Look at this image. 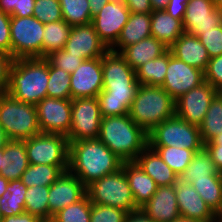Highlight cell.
Here are the masks:
<instances>
[{
  "label": "cell",
  "instance_id": "1",
  "mask_svg": "<svg viewBox=\"0 0 222 222\" xmlns=\"http://www.w3.org/2000/svg\"><path fill=\"white\" fill-rule=\"evenodd\" d=\"M103 89L97 100L102 117L129 114L139 82L119 52L108 50L102 57Z\"/></svg>",
  "mask_w": 222,
  "mask_h": 222
},
{
  "label": "cell",
  "instance_id": "2",
  "mask_svg": "<svg viewBox=\"0 0 222 222\" xmlns=\"http://www.w3.org/2000/svg\"><path fill=\"white\" fill-rule=\"evenodd\" d=\"M123 162L99 139L69 142L68 170L86 187L121 169Z\"/></svg>",
  "mask_w": 222,
  "mask_h": 222
},
{
  "label": "cell",
  "instance_id": "3",
  "mask_svg": "<svg viewBox=\"0 0 222 222\" xmlns=\"http://www.w3.org/2000/svg\"><path fill=\"white\" fill-rule=\"evenodd\" d=\"M49 62L45 58L12 61L7 93L20 102L37 105L47 97Z\"/></svg>",
  "mask_w": 222,
  "mask_h": 222
},
{
  "label": "cell",
  "instance_id": "4",
  "mask_svg": "<svg viewBox=\"0 0 222 222\" xmlns=\"http://www.w3.org/2000/svg\"><path fill=\"white\" fill-rule=\"evenodd\" d=\"M98 139L124 162L135 161L148 146V133L129 114L102 117Z\"/></svg>",
  "mask_w": 222,
  "mask_h": 222
},
{
  "label": "cell",
  "instance_id": "5",
  "mask_svg": "<svg viewBox=\"0 0 222 222\" xmlns=\"http://www.w3.org/2000/svg\"><path fill=\"white\" fill-rule=\"evenodd\" d=\"M175 115V100L161 86L139 85L130 118L147 133Z\"/></svg>",
  "mask_w": 222,
  "mask_h": 222
},
{
  "label": "cell",
  "instance_id": "6",
  "mask_svg": "<svg viewBox=\"0 0 222 222\" xmlns=\"http://www.w3.org/2000/svg\"><path fill=\"white\" fill-rule=\"evenodd\" d=\"M0 125L10 140H26L41 133L36 105L0 93Z\"/></svg>",
  "mask_w": 222,
  "mask_h": 222
},
{
  "label": "cell",
  "instance_id": "7",
  "mask_svg": "<svg viewBox=\"0 0 222 222\" xmlns=\"http://www.w3.org/2000/svg\"><path fill=\"white\" fill-rule=\"evenodd\" d=\"M86 193L92 204L117 207L128 213L139 210L123 168L92 182Z\"/></svg>",
  "mask_w": 222,
  "mask_h": 222
},
{
  "label": "cell",
  "instance_id": "8",
  "mask_svg": "<svg viewBox=\"0 0 222 222\" xmlns=\"http://www.w3.org/2000/svg\"><path fill=\"white\" fill-rule=\"evenodd\" d=\"M148 146H171L196 152L204 144L201 140L199 126L190 124L174 115L148 133Z\"/></svg>",
  "mask_w": 222,
  "mask_h": 222
},
{
  "label": "cell",
  "instance_id": "9",
  "mask_svg": "<svg viewBox=\"0 0 222 222\" xmlns=\"http://www.w3.org/2000/svg\"><path fill=\"white\" fill-rule=\"evenodd\" d=\"M44 24L36 17L10 18L11 57L42 58Z\"/></svg>",
  "mask_w": 222,
  "mask_h": 222
},
{
  "label": "cell",
  "instance_id": "10",
  "mask_svg": "<svg viewBox=\"0 0 222 222\" xmlns=\"http://www.w3.org/2000/svg\"><path fill=\"white\" fill-rule=\"evenodd\" d=\"M29 164L58 166L68 170L69 142L62 134L39 133L25 140Z\"/></svg>",
  "mask_w": 222,
  "mask_h": 222
},
{
  "label": "cell",
  "instance_id": "11",
  "mask_svg": "<svg viewBox=\"0 0 222 222\" xmlns=\"http://www.w3.org/2000/svg\"><path fill=\"white\" fill-rule=\"evenodd\" d=\"M101 112L97 97L72 99L71 127L68 142L98 139Z\"/></svg>",
  "mask_w": 222,
  "mask_h": 222
},
{
  "label": "cell",
  "instance_id": "12",
  "mask_svg": "<svg viewBox=\"0 0 222 222\" xmlns=\"http://www.w3.org/2000/svg\"><path fill=\"white\" fill-rule=\"evenodd\" d=\"M205 82L204 71L190 66L172 55L168 49V67L162 88L177 100L180 96Z\"/></svg>",
  "mask_w": 222,
  "mask_h": 222
},
{
  "label": "cell",
  "instance_id": "13",
  "mask_svg": "<svg viewBox=\"0 0 222 222\" xmlns=\"http://www.w3.org/2000/svg\"><path fill=\"white\" fill-rule=\"evenodd\" d=\"M41 133L67 136L71 127L72 99L45 97L37 105Z\"/></svg>",
  "mask_w": 222,
  "mask_h": 222
},
{
  "label": "cell",
  "instance_id": "14",
  "mask_svg": "<svg viewBox=\"0 0 222 222\" xmlns=\"http://www.w3.org/2000/svg\"><path fill=\"white\" fill-rule=\"evenodd\" d=\"M130 14L122 0H111L92 18L95 31L108 49L118 40Z\"/></svg>",
  "mask_w": 222,
  "mask_h": 222
},
{
  "label": "cell",
  "instance_id": "15",
  "mask_svg": "<svg viewBox=\"0 0 222 222\" xmlns=\"http://www.w3.org/2000/svg\"><path fill=\"white\" fill-rule=\"evenodd\" d=\"M217 94L218 90L205 81L175 100V115L199 126Z\"/></svg>",
  "mask_w": 222,
  "mask_h": 222
},
{
  "label": "cell",
  "instance_id": "16",
  "mask_svg": "<svg viewBox=\"0 0 222 222\" xmlns=\"http://www.w3.org/2000/svg\"><path fill=\"white\" fill-rule=\"evenodd\" d=\"M102 89V57L84 60L70 74L71 99L97 97Z\"/></svg>",
  "mask_w": 222,
  "mask_h": 222
},
{
  "label": "cell",
  "instance_id": "17",
  "mask_svg": "<svg viewBox=\"0 0 222 222\" xmlns=\"http://www.w3.org/2000/svg\"><path fill=\"white\" fill-rule=\"evenodd\" d=\"M86 194V186L76 175H73L69 170L62 172L49 186L50 220L58 211L81 200Z\"/></svg>",
  "mask_w": 222,
  "mask_h": 222
},
{
  "label": "cell",
  "instance_id": "18",
  "mask_svg": "<svg viewBox=\"0 0 222 222\" xmlns=\"http://www.w3.org/2000/svg\"><path fill=\"white\" fill-rule=\"evenodd\" d=\"M222 25V13L214 0H189L183 18L185 32L197 36L200 31H209Z\"/></svg>",
  "mask_w": 222,
  "mask_h": 222
},
{
  "label": "cell",
  "instance_id": "19",
  "mask_svg": "<svg viewBox=\"0 0 222 222\" xmlns=\"http://www.w3.org/2000/svg\"><path fill=\"white\" fill-rule=\"evenodd\" d=\"M64 50L85 60L103 57L109 50L100 40L92 23L72 26Z\"/></svg>",
  "mask_w": 222,
  "mask_h": 222
},
{
  "label": "cell",
  "instance_id": "20",
  "mask_svg": "<svg viewBox=\"0 0 222 222\" xmlns=\"http://www.w3.org/2000/svg\"><path fill=\"white\" fill-rule=\"evenodd\" d=\"M175 193L182 217L197 219L200 222H216V214L191 184L178 180L175 184Z\"/></svg>",
  "mask_w": 222,
  "mask_h": 222
},
{
  "label": "cell",
  "instance_id": "21",
  "mask_svg": "<svg viewBox=\"0 0 222 222\" xmlns=\"http://www.w3.org/2000/svg\"><path fill=\"white\" fill-rule=\"evenodd\" d=\"M141 211L154 222H171L181 215L179 213L175 185L158 186L150 200Z\"/></svg>",
  "mask_w": 222,
  "mask_h": 222
},
{
  "label": "cell",
  "instance_id": "22",
  "mask_svg": "<svg viewBox=\"0 0 222 222\" xmlns=\"http://www.w3.org/2000/svg\"><path fill=\"white\" fill-rule=\"evenodd\" d=\"M168 49L176 58L202 71H205L210 60L199 38L187 32H184Z\"/></svg>",
  "mask_w": 222,
  "mask_h": 222
},
{
  "label": "cell",
  "instance_id": "23",
  "mask_svg": "<svg viewBox=\"0 0 222 222\" xmlns=\"http://www.w3.org/2000/svg\"><path fill=\"white\" fill-rule=\"evenodd\" d=\"M135 162L158 186L175 185L179 180V176L149 146L137 156Z\"/></svg>",
  "mask_w": 222,
  "mask_h": 222
},
{
  "label": "cell",
  "instance_id": "24",
  "mask_svg": "<svg viewBox=\"0 0 222 222\" xmlns=\"http://www.w3.org/2000/svg\"><path fill=\"white\" fill-rule=\"evenodd\" d=\"M122 168L128 179L134 202L140 209L157 191L158 185L135 161L123 162Z\"/></svg>",
  "mask_w": 222,
  "mask_h": 222
},
{
  "label": "cell",
  "instance_id": "25",
  "mask_svg": "<svg viewBox=\"0 0 222 222\" xmlns=\"http://www.w3.org/2000/svg\"><path fill=\"white\" fill-rule=\"evenodd\" d=\"M149 36H151V13H131L128 22L124 25L118 37V40L110 50L118 52L116 47H119L120 53L124 48Z\"/></svg>",
  "mask_w": 222,
  "mask_h": 222
},
{
  "label": "cell",
  "instance_id": "26",
  "mask_svg": "<svg viewBox=\"0 0 222 222\" xmlns=\"http://www.w3.org/2000/svg\"><path fill=\"white\" fill-rule=\"evenodd\" d=\"M168 50V47L155 37L149 36L135 44L124 48L120 54L129 64V66L136 70L141 65L150 60L160 57Z\"/></svg>",
  "mask_w": 222,
  "mask_h": 222
},
{
  "label": "cell",
  "instance_id": "27",
  "mask_svg": "<svg viewBox=\"0 0 222 222\" xmlns=\"http://www.w3.org/2000/svg\"><path fill=\"white\" fill-rule=\"evenodd\" d=\"M185 32L183 19L173 18L165 10L151 13V36L168 48Z\"/></svg>",
  "mask_w": 222,
  "mask_h": 222
},
{
  "label": "cell",
  "instance_id": "28",
  "mask_svg": "<svg viewBox=\"0 0 222 222\" xmlns=\"http://www.w3.org/2000/svg\"><path fill=\"white\" fill-rule=\"evenodd\" d=\"M3 152L8 156L7 167L0 171V175L7 180H20L29 166L25 140H9Z\"/></svg>",
  "mask_w": 222,
  "mask_h": 222
},
{
  "label": "cell",
  "instance_id": "29",
  "mask_svg": "<svg viewBox=\"0 0 222 222\" xmlns=\"http://www.w3.org/2000/svg\"><path fill=\"white\" fill-rule=\"evenodd\" d=\"M207 177H222V173L217 171L209 151L203 146L195 152L187 169L179 175V180L192 184L193 180Z\"/></svg>",
  "mask_w": 222,
  "mask_h": 222
},
{
  "label": "cell",
  "instance_id": "30",
  "mask_svg": "<svg viewBox=\"0 0 222 222\" xmlns=\"http://www.w3.org/2000/svg\"><path fill=\"white\" fill-rule=\"evenodd\" d=\"M6 190L0 197V218L25 212L26 185L21 180H10Z\"/></svg>",
  "mask_w": 222,
  "mask_h": 222
},
{
  "label": "cell",
  "instance_id": "31",
  "mask_svg": "<svg viewBox=\"0 0 222 222\" xmlns=\"http://www.w3.org/2000/svg\"><path fill=\"white\" fill-rule=\"evenodd\" d=\"M71 28L72 26L64 20L44 24L42 58H45L51 52L64 49Z\"/></svg>",
  "mask_w": 222,
  "mask_h": 222
},
{
  "label": "cell",
  "instance_id": "32",
  "mask_svg": "<svg viewBox=\"0 0 222 222\" xmlns=\"http://www.w3.org/2000/svg\"><path fill=\"white\" fill-rule=\"evenodd\" d=\"M168 67V50L160 57L137 68L136 79L140 85L162 86Z\"/></svg>",
  "mask_w": 222,
  "mask_h": 222
},
{
  "label": "cell",
  "instance_id": "33",
  "mask_svg": "<svg viewBox=\"0 0 222 222\" xmlns=\"http://www.w3.org/2000/svg\"><path fill=\"white\" fill-rule=\"evenodd\" d=\"M199 131L203 144L222 133V96L219 93L212 100Z\"/></svg>",
  "mask_w": 222,
  "mask_h": 222
},
{
  "label": "cell",
  "instance_id": "34",
  "mask_svg": "<svg viewBox=\"0 0 222 222\" xmlns=\"http://www.w3.org/2000/svg\"><path fill=\"white\" fill-rule=\"evenodd\" d=\"M191 185L215 214L222 209V177L196 179Z\"/></svg>",
  "mask_w": 222,
  "mask_h": 222
},
{
  "label": "cell",
  "instance_id": "35",
  "mask_svg": "<svg viewBox=\"0 0 222 222\" xmlns=\"http://www.w3.org/2000/svg\"><path fill=\"white\" fill-rule=\"evenodd\" d=\"M63 171L58 166L47 164H29L21 176V181L26 187L50 186Z\"/></svg>",
  "mask_w": 222,
  "mask_h": 222
},
{
  "label": "cell",
  "instance_id": "36",
  "mask_svg": "<svg viewBox=\"0 0 222 222\" xmlns=\"http://www.w3.org/2000/svg\"><path fill=\"white\" fill-rule=\"evenodd\" d=\"M155 150L163 161L179 176L189 165L195 152L190 149L171 146H149Z\"/></svg>",
  "mask_w": 222,
  "mask_h": 222
},
{
  "label": "cell",
  "instance_id": "37",
  "mask_svg": "<svg viewBox=\"0 0 222 222\" xmlns=\"http://www.w3.org/2000/svg\"><path fill=\"white\" fill-rule=\"evenodd\" d=\"M62 18L71 26L92 23L88 0H59Z\"/></svg>",
  "mask_w": 222,
  "mask_h": 222
},
{
  "label": "cell",
  "instance_id": "38",
  "mask_svg": "<svg viewBox=\"0 0 222 222\" xmlns=\"http://www.w3.org/2000/svg\"><path fill=\"white\" fill-rule=\"evenodd\" d=\"M49 186L28 187L25 193V212L50 220L48 208Z\"/></svg>",
  "mask_w": 222,
  "mask_h": 222
},
{
  "label": "cell",
  "instance_id": "39",
  "mask_svg": "<svg viewBox=\"0 0 222 222\" xmlns=\"http://www.w3.org/2000/svg\"><path fill=\"white\" fill-rule=\"evenodd\" d=\"M91 202L87 194L53 215L52 222H90Z\"/></svg>",
  "mask_w": 222,
  "mask_h": 222
},
{
  "label": "cell",
  "instance_id": "40",
  "mask_svg": "<svg viewBox=\"0 0 222 222\" xmlns=\"http://www.w3.org/2000/svg\"><path fill=\"white\" fill-rule=\"evenodd\" d=\"M47 97L71 99L70 73L56 68L49 63V81L47 84Z\"/></svg>",
  "mask_w": 222,
  "mask_h": 222
},
{
  "label": "cell",
  "instance_id": "41",
  "mask_svg": "<svg viewBox=\"0 0 222 222\" xmlns=\"http://www.w3.org/2000/svg\"><path fill=\"white\" fill-rule=\"evenodd\" d=\"M32 16L43 24L63 20L59 0H35Z\"/></svg>",
  "mask_w": 222,
  "mask_h": 222
},
{
  "label": "cell",
  "instance_id": "42",
  "mask_svg": "<svg viewBox=\"0 0 222 222\" xmlns=\"http://www.w3.org/2000/svg\"><path fill=\"white\" fill-rule=\"evenodd\" d=\"M45 59L54 67L60 68L70 74L85 60L82 56L69 54L64 49L51 52Z\"/></svg>",
  "mask_w": 222,
  "mask_h": 222
},
{
  "label": "cell",
  "instance_id": "43",
  "mask_svg": "<svg viewBox=\"0 0 222 222\" xmlns=\"http://www.w3.org/2000/svg\"><path fill=\"white\" fill-rule=\"evenodd\" d=\"M127 214L124 209L91 203L90 222H124Z\"/></svg>",
  "mask_w": 222,
  "mask_h": 222
},
{
  "label": "cell",
  "instance_id": "44",
  "mask_svg": "<svg viewBox=\"0 0 222 222\" xmlns=\"http://www.w3.org/2000/svg\"><path fill=\"white\" fill-rule=\"evenodd\" d=\"M197 37L206 48L210 58L222 54V25L209 31H200Z\"/></svg>",
  "mask_w": 222,
  "mask_h": 222
},
{
  "label": "cell",
  "instance_id": "45",
  "mask_svg": "<svg viewBox=\"0 0 222 222\" xmlns=\"http://www.w3.org/2000/svg\"><path fill=\"white\" fill-rule=\"evenodd\" d=\"M205 81L211 84L216 90L222 87V54L210 58L204 71Z\"/></svg>",
  "mask_w": 222,
  "mask_h": 222
},
{
  "label": "cell",
  "instance_id": "46",
  "mask_svg": "<svg viewBox=\"0 0 222 222\" xmlns=\"http://www.w3.org/2000/svg\"><path fill=\"white\" fill-rule=\"evenodd\" d=\"M10 18L7 13L0 11V51L11 55Z\"/></svg>",
  "mask_w": 222,
  "mask_h": 222
},
{
  "label": "cell",
  "instance_id": "47",
  "mask_svg": "<svg viewBox=\"0 0 222 222\" xmlns=\"http://www.w3.org/2000/svg\"><path fill=\"white\" fill-rule=\"evenodd\" d=\"M13 58L8 53L0 51V93H5L9 84V69Z\"/></svg>",
  "mask_w": 222,
  "mask_h": 222
},
{
  "label": "cell",
  "instance_id": "48",
  "mask_svg": "<svg viewBox=\"0 0 222 222\" xmlns=\"http://www.w3.org/2000/svg\"><path fill=\"white\" fill-rule=\"evenodd\" d=\"M188 2L189 0H169L165 11L173 18L183 19Z\"/></svg>",
  "mask_w": 222,
  "mask_h": 222
},
{
  "label": "cell",
  "instance_id": "49",
  "mask_svg": "<svg viewBox=\"0 0 222 222\" xmlns=\"http://www.w3.org/2000/svg\"><path fill=\"white\" fill-rule=\"evenodd\" d=\"M131 13H152L150 0H122Z\"/></svg>",
  "mask_w": 222,
  "mask_h": 222
},
{
  "label": "cell",
  "instance_id": "50",
  "mask_svg": "<svg viewBox=\"0 0 222 222\" xmlns=\"http://www.w3.org/2000/svg\"><path fill=\"white\" fill-rule=\"evenodd\" d=\"M35 0H19L18 8H14V16L28 17L33 15Z\"/></svg>",
  "mask_w": 222,
  "mask_h": 222
},
{
  "label": "cell",
  "instance_id": "51",
  "mask_svg": "<svg viewBox=\"0 0 222 222\" xmlns=\"http://www.w3.org/2000/svg\"><path fill=\"white\" fill-rule=\"evenodd\" d=\"M219 173H222V145H204Z\"/></svg>",
  "mask_w": 222,
  "mask_h": 222
},
{
  "label": "cell",
  "instance_id": "52",
  "mask_svg": "<svg viewBox=\"0 0 222 222\" xmlns=\"http://www.w3.org/2000/svg\"><path fill=\"white\" fill-rule=\"evenodd\" d=\"M0 222H42V220L36 215L28 212H23L19 215H12L0 218Z\"/></svg>",
  "mask_w": 222,
  "mask_h": 222
},
{
  "label": "cell",
  "instance_id": "53",
  "mask_svg": "<svg viewBox=\"0 0 222 222\" xmlns=\"http://www.w3.org/2000/svg\"><path fill=\"white\" fill-rule=\"evenodd\" d=\"M124 222H154L151 218L147 217L141 209L128 213Z\"/></svg>",
  "mask_w": 222,
  "mask_h": 222
},
{
  "label": "cell",
  "instance_id": "54",
  "mask_svg": "<svg viewBox=\"0 0 222 222\" xmlns=\"http://www.w3.org/2000/svg\"><path fill=\"white\" fill-rule=\"evenodd\" d=\"M19 0H0V11L14 16V8H18Z\"/></svg>",
  "mask_w": 222,
  "mask_h": 222
},
{
  "label": "cell",
  "instance_id": "55",
  "mask_svg": "<svg viewBox=\"0 0 222 222\" xmlns=\"http://www.w3.org/2000/svg\"><path fill=\"white\" fill-rule=\"evenodd\" d=\"M111 0H88L92 18Z\"/></svg>",
  "mask_w": 222,
  "mask_h": 222
},
{
  "label": "cell",
  "instance_id": "56",
  "mask_svg": "<svg viewBox=\"0 0 222 222\" xmlns=\"http://www.w3.org/2000/svg\"><path fill=\"white\" fill-rule=\"evenodd\" d=\"M169 0H150L153 11L165 10Z\"/></svg>",
  "mask_w": 222,
  "mask_h": 222
},
{
  "label": "cell",
  "instance_id": "57",
  "mask_svg": "<svg viewBox=\"0 0 222 222\" xmlns=\"http://www.w3.org/2000/svg\"><path fill=\"white\" fill-rule=\"evenodd\" d=\"M9 140L10 139L7 137L2 126L0 125V150L4 148V146L8 143Z\"/></svg>",
  "mask_w": 222,
  "mask_h": 222
},
{
  "label": "cell",
  "instance_id": "58",
  "mask_svg": "<svg viewBox=\"0 0 222 222\" xmlns=\"http://www.w3.org/2000/svg\"><path fill=\"white\" fill-rule=\"evenodd\" d=\"M9 183V180H7L5 177L0 175V197L7 191V185Z\"/></svg>",
  "mask_w": 222,
  "mask_h": 222
},
{
  "label": "cell",
  "instance_id": "59",
  "mask_svg": "<svg viewBox=\"0 0 222 222\" xmlns=\"http://www.w3.org/2000/svg\"><path fill=\"white\" fill-rule=\"evenodd\" d=\"M8 156L3 152V149L0 150V171L7 167Z\"/></svg>",
  "mask_w": 222,
  "mask_h": 222
},
{
  "label": "cell",
  "instance_id": "60",
  "mask_svg": "<svg viewBox=\"0 0 222 222\" xmlns=\"http://www.w3.org/2000/svg\"><path fill=\"white\" fill-rule=\"evenodd\" d=\"M204 145H222V133L215 136V138H213L210 142Z\"/></svg>",
  "mask_w": 222,
  "mask_h": 222
},
{
  "label": "cell",
  "instance_id": "61",
  "mask_svg": "<svg viewBox=\"0 0 222 222\" xmlns=\"http://www.w3.org/2000/svg\"><path fill=\"white\" fill-rule=\"evenodd\" d=\"M171 222H200V221L197 219L185 218V217L180 216L179 218Z\"/></svg>",
  "mask_w": 222,
  "mask_h": 222
},
{
  "label": "cell",
  "instance_id": "62",
  "mask_svg": "<svg viewBox=\"0 0 222 222\" xmlns=\"http://www.w3.org/2000/svg\"><path fill=\"white\" fill-rule=\"evenodd\" d=\"M215 7L222 13V0H214Z\"/></svg>",
  "mask_w": 222,
  "mask_h": 222
},
{
  "label": "cell",
  "instance_id": "63",
  "mask_svg": "<svg viewBox=\"0 0 222 222\" xmlns=\"http://www.w3.org/2000/svg\"><path fill=\"white\" fill-rule=\"evenodd\" d=\"M216 222H222V209L216 214Z\"/></svg>",
  "mask_w": 222,
  "mask_h": 222
},
{
  "label": "cell",
  "instance_id": "64",
  "mask_svg": "<svg viewBox=\"0 0 222 222\" xmlns=\"http://www.w3.org/2000/svg\"><path fill=\"white\" fill-rule=\"evenodd\" d=\"M218 93L222 96V87L218 90Z\"/></svg>",
  "mask_w": 222,
  "mask_h": 222
},
{
  "label": "cell",
  "instance_id": "65",
  "mask_svg": "<svg viewBox=\"0 0 222 222\" xmlns=\"http://www.w3.org/2000/svg\"><path fill=\"white\" fill-rule=\"evenodd\" d=\"M42 222H52L51 220H42Z\"/></svg>",
  "mask_w": 222,
  "mask_h": 222
}]
</instances>
